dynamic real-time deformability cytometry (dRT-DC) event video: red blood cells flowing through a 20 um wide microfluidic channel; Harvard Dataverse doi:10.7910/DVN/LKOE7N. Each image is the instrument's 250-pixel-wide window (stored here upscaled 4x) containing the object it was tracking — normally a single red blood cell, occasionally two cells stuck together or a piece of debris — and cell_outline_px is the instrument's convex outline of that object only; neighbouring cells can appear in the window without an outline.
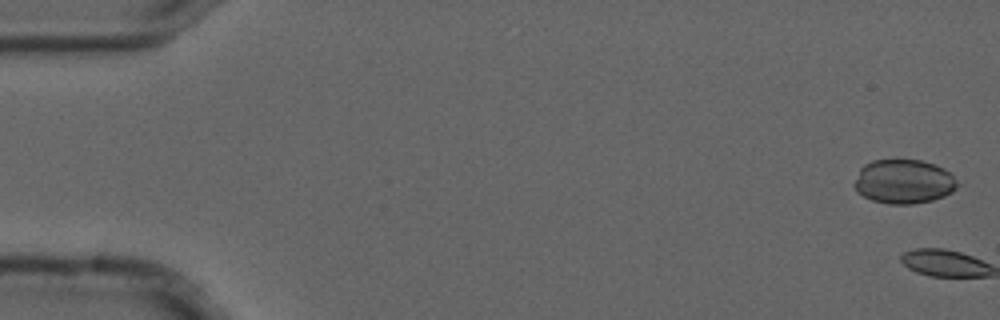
{"species": "common noctule bat (a hibernating species)", "species_latin": "Nyctalus noctula", "temperature_condition": "cold", "stored_images_in_passage": 6, "camera_frame_rate_fps": 3000, "um_per_image_px": 0.085, "animal": {"sex": "male", "forearm_length_mm": 52.5}, "frame": {"image": 1, "passage_image": 1, "time_ms": 0.0, "image_size_px": [1000, 320], "cell_outline_px": [[960, 184], [952, 192], [944, 196], [932, 200], [912, 204], [888, 204], [872, 200], [864, 196], [852, 184], [860, 168], [864, 164], [872, 160], [892, 156], [896, 156], [920, 160], [936, 164], [944, 168]], "centroid_in_image_um": [76.8, 15.37], "position_along_channel_um": 8.2, "area_um2": 27.34}}
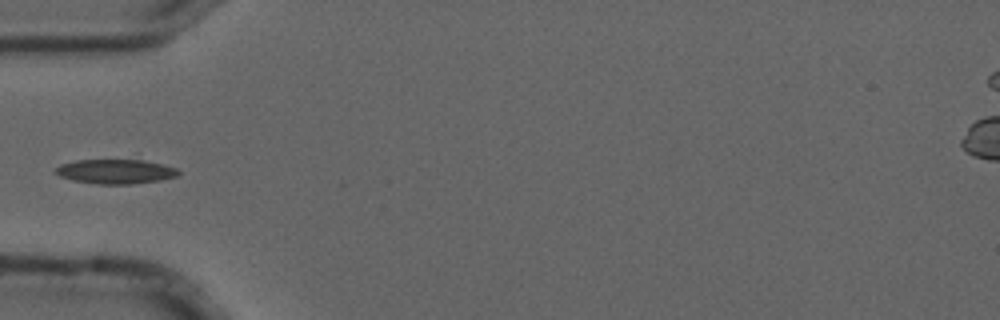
{"frame": {"image": 2, "passage_image": 6, "time_ms": 1.667, "image_size_px": [1000, 320], "cell_outline_px": [[180, 172], [176, 176], [160, 180], [132, 184], [96, 184], [72, 180], [60, 176], [52, 172], [60, 164], [76, 160], [136, 152], [176, 168]], "centroid_in_image_um": [9.91, 14.43], "position_along_channel_um": 75.1, "area_um2": 20.11}}